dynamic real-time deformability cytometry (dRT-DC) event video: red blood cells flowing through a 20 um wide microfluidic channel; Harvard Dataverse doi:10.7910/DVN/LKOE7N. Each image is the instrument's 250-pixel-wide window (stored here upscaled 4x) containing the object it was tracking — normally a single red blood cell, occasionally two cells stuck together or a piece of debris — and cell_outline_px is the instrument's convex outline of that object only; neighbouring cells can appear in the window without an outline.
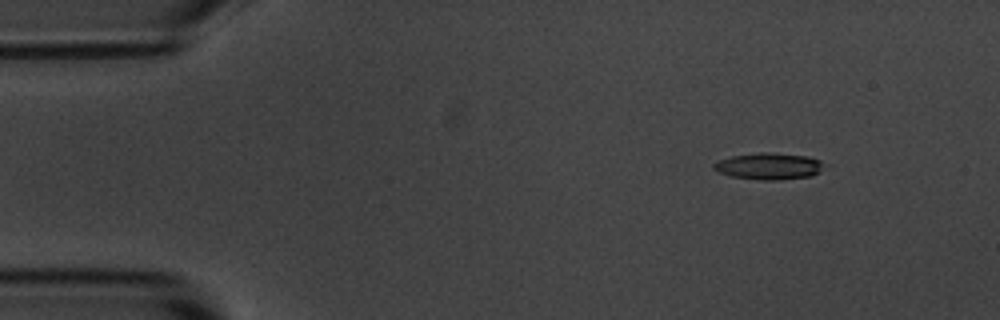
{"species": "common noctule bat (a hibernating species)", "species_latin": "Nyctalus noctula", "temperature_condition": "room temperature", "stored_images_in_passage": 10, "camera_frame_rate_fps": 3000, "um_per_image_px": 0.085, "animal": {"sex": "male", "body_mass_g": 20.1, "forearm_length_mm": 53.5}, "frame": {"image": 1, "passage_image": 1, "time_ms": 0.0, "image_size_px": [1000, 320], "cell_outline_px": [[828, 164], [820, 172], [812, 176], [776, 180], [760, 180], [732, 176], [720, 172], [712, 168], [712, 164], [720, 160], [732, 156], [760, 152], [768, 152], [808, 156], [820, 160]], "centroid_in_image_um": [65.42, 14.12], "position_along_channel_um": 19.6, "area_um2": 17.22}}
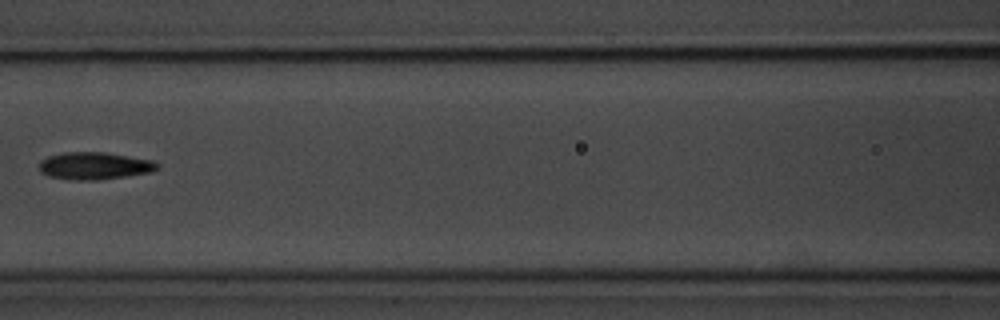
{"frame": {"image": 2, "passage_image": 6, "time_ms": 6.0, "image_size_px": [1000, 320], "cell_outline_px": [[160, 168], [152, 172], [128, 176], [100, 180], [68, 180], [48, 176], [40, 172], [40, 160], [48, 156], [64, 152], [104, 152], [152, 160], [160, 164]], "centroid_in_image_um": [8.04, 14.1], "position_along_channel_um": 158.6, "area_um2": 19.07}}
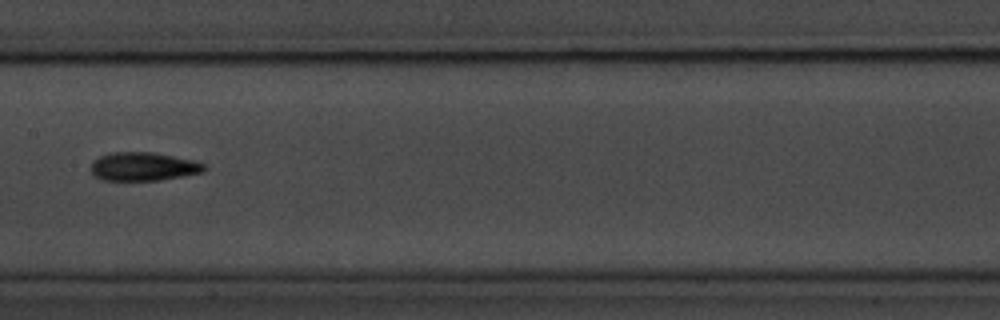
{"frame": {"image": 3, "passage_image": 7, "time_ms": 7.0, "image_size_px": [1000, 320], "cell_outline_px": [[208, 168], [204, 172], [156, 180], [104, 180], [92, 176], [88, 168], [92, 160], [100, 156], [112, 152], [152, 152], [196, 160], [204, 164]], "centroid_in_image_um": [12.13, 14.15], "position_along_channel_um": 195.3, "area_um2": 19.07}}